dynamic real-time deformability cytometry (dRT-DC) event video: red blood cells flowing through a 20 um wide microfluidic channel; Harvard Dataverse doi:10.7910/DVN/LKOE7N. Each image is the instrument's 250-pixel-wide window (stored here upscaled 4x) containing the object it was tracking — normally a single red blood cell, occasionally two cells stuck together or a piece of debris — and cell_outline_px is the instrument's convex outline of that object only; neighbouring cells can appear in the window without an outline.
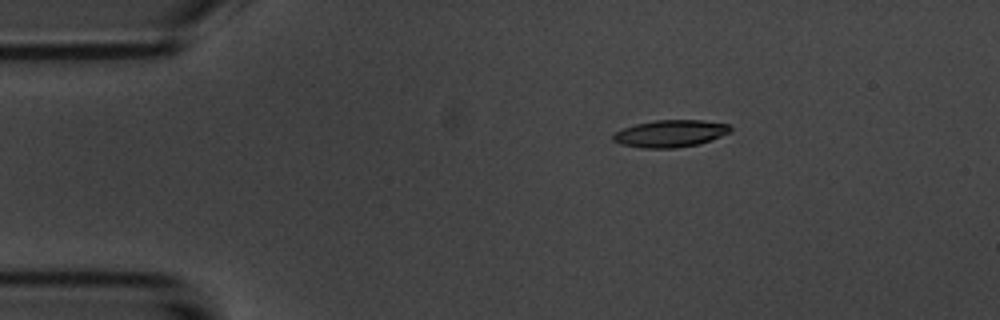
{"species": "common noctule bat (a hibernating species)", "species_latin": "Nyctalus noctula", "temperature_condition": "room temperature", "stored_images_in_passage": 6, "camera_frame_rate_fps": 3000, "um_per_image_px": 0.085, "animal": {"sex": "male", "body_mass_g": 20.1, "forearm_length_mm": 53.5}, "frame": {"image": 1, "passage_image": 3, "time_ms": 2.333, "image_size_px": [1000, 320], "cell_outline_px": [[732, 132], [696, 144], [676, 148], [640, 148], [620, 144], [612, 140], [612, 136], [616, 132], [624, 128], [636, 124], [656, 120], [700, 120], [728, 124], [732, 128]], "centroid_in_image_um": [56.96, 11.35], "position_along_channel_um": 28.0, "area_um2": 18.38}}
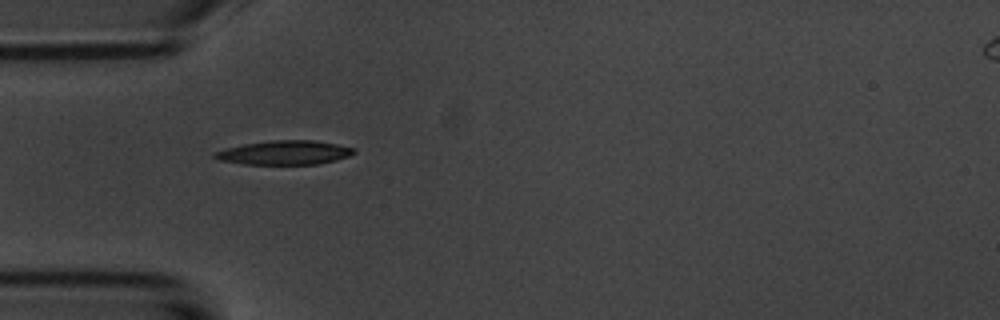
{"frame": {"image": 2, "passage_image": 5, "time_ms": 4.667, "image_size_px": [1000, 320], "cell_outline_px": [[356, 152], [348, 156], [336, 160], [316, 164], [244, 164], [220, 160], [212, 156], [212, 152], [224, 148], [244, 144], [272, 140], [312, 140], [336, 144], [356, 148]], "centroid_in_image_um": [24.16, 12.97], "position_along_channel_um": 60.8, "area_um2": 19.54}}